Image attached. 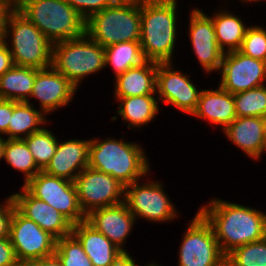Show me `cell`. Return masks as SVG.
<instances>
[{"mask_svg":"<svg viewBox=\"0 0 266 266\" xmlns=\"http://www.w3.org/2000/svg\"><path fill=\"white\" fill-rule=\"evenodd\" d=\"M225 262L229 266H266V237L233 249Z\"/></svg>","mask_w":266,"mask_h":266,"instance_id":"32","label":"cell"},{"mask_svg":"<svg viewBox=\"0 0 266 266\" xmlns=\"http://www.w3.org/2000/svg\"><path fill=\"white\" fill-rule=\"evenodd\" d=\"M135 219L124 201L116 205L95 209L86 215V221L124 253L127 252L121 245L132 229Z\"/></svg>","mask_w":266,"mask_h":266,"instance_id":"18","label":"cell"},{"mask_svg":"<svg viewBox=\"0 0 266 266\" xmlns=\"http://www.w3.org/2000/svg\"><path fill=\"white\" fill-rule=\"evenodd\" d=\"M12 28L10 52L14 65L46 69L52 64V43L16 8L9 15L6 25Z\"/></svg>","mask_w":266,"mask_h":266,"instance_id":"7","label":"cell"},{"mask_svg":"<svg viewBox=\"0 0 266 266\" xmlns=\"http://www.w3.org/2000/svg\"><path fill=\"white\" fill-rule=\"evenodd\" d=\"M3 158L12 167L25 173L24 184L41 171L23 139H7Z\"/></svg>","mask_w":266,"mask_h":266,"instance_id":"29","label":"cell"},{"mask_svg":"<svg viewBox=\"0 0 266 266\" xmlns=\"http://www.w3.org/2000/svg\"><path fill=\"white\" fill-rule=\"evenodd\" d=\"M36 68L13 65L0 76V99L29 102Z\"/></svg>","mask_w":266,"mask_h":266,"instance_id":"24","label":"cell"},{"mask_svg":"<svg viewBox=\"0 0 266 266\" xmlns=\"http://www.w3.org/2000/svg\"><path fill=\"white\" fill-rule=\"evenodd\" d=\"M90 141L88 167L111 175L124 186L147 174L149 165L138 144L113 139Z\"/></svg>","mask_w":266,"mask_h":266,"instance_id":"4","label":"cell"},{"mask_svg":"<svg viewBox=\"0 0 266 266\" xmlns=\"http://www.w3.org/2000/svg\"><path fill=\"white\" fill-rule=\"evenodd\" d=\"M16 9L52 43L85 34V20L66 0H16Z\"/></svg>","mask_w":266,"mask_h":266,"instance_id":"3","label":"cell"},{"mask_svg":"<svg viewBox=\"0 0 266 266\" xmlns=\"http://www.w3.org/2000/svg\"><path fill=\"white\" fill-rule=\"evenodd\" d=\"M42 113L35 110L30 102L14 101V109L7 130L8 139H23L40 131L42 128L38 125L45 122ZM21 133L25 136L21 137Z\"/></svg>","mask_w":266,"mask_h":266,"instance_id":"26","label":"cell"},{"mask_svg":"<svg viewBox=\"0 0 266 266\" xmlns=\"http://www.w3.org/2000/svg\"><path fill=\"white\" fill-rule=\"evenodd\" d=\"M7 203L0 205V239L10 235V224L14 209L16 208L12 196L8 197Z\"/></svg>","mask_w":266,"mask_h":266,"instance_id":"36","label":"cell"},{"mask_svg":"<svg viewBox=\"0 0 266 266\" xmlns=\"http://www.w3.org/2000/svg\"><path fill=\"white\" fill-rule=\"evenodd\" d=\"M176 1L141 0L140 44L148 61L171 63L176 36Z\"/></svg>","mask_w":266,"mask_h":266,"instance_id":"2","label":"cell"},{"mask_svg":"<svg viewBox=\"0 0 266 266\" xmlns=\"http://www.w3.org/2000/svg\"><path fill=\"white\" fill-rule=\"evenodd\" d=\"M224 131L227 137L250 157H260L266 134V118L237 117Z\"/></svg>","mask_w":266,"mask_h":266,"instance_id":"21","label":"cell"},{"mask_svg":"<svg viewBox=\"0 0 266 266\" xmlns=\"http://www.w3.org/2000/svg\"><path fill=\"white\" fill-rule=\"evenodd\" d=\"M104 49L105 65H113L116 77L130 68L140 66L146 61L140 41L120 42Z\"/></svg>","mask_w":266,"mask_h":266,"instance_id":"28","label":"cell"},{"mask_svg":"<svg viewBox=\"0 0 266 266\" xmlns=\"http://www.w3.org/2000/svg\"><path fill=\"white\" fill-rule=\"evenodd\" d=\"M246 56L266 62V30L262 27H248L239 50Z\"/></svg>","mask_w":266,"mask_h":266,"instance_id":"34","label":"cell"},{"mask_svg":"<svg viewBox=\"0 0 266 266\" xmlns=\"http://www.w3.org/2000/svg\"><path fill=\"white\" fill-rule=\"evenodd\" d=\"M90 142V140H68L63 143L58 142L54 156L42 171L49 175L74 181L75 177L84 168L88 167Z\"/></svg>","mask_w":266,"mask_h":266,"instance_id":"19","label":"cell"},{"mask_svg":"<svg viewBox=\"0 0 266 266\" xmlns=\"http://www.w3.org/2000/svg\"><path fill=\"white\" fill-rule=\"evenodd\" d=\"M220 69V87L231 94L263 86L266 79V62L246 56L239 50L225 52Z\"/></svg>","mask_w":266,"mask_h":266,"instance_id":"12","label":"cell"},{"mask_svg":"<svg viewBox=\"0 0 266 266\" xmlns=\"http://www.w3.org/2000/svg\"><path fill=\"white\" fill-rule=\"evenodd\" d=\"M263 151H266V134H265V137H264V140H263V145H262V148H261V153Z\"/></svg>","mask_w":266,"mask_h":266,"instance_id":"44","label":"cell"},{"mask_svg":"<svg viewBox=\"0 0 266 266\" xmlns=\"http://www.w3.org/2000/svg\"><path fill=\"white\" fill-rule=\"evenodd\" d=\"M170 65V62L157 65L156 92L159 93V99L192 114L196 110L201 91L196 89L187 75L170 70Z\"/></svg>","mask_w":266,"mask_h":266,"instance_id":"14","label":"cell"},{"mask_svg":"<svg viewBox=\"0 0 266 266\" xmlns=\"http://www.w3.org/2000/svg\"><path fill=\"white\" fill-rule=\"evenodd\" d=\"M192 114L221 124L225 129L237 118L233 94L220 86L216 90H201L196 110Z\"/></svg>","mask_w":266,"mask_h":266,"instance_id":"22","label":"cell"},{"mask_svg":"<svg viewBox=\"0 0 266 266\" xmlns=\"http://www.w3.org/2000/svg\"><path fill=\"white\" fill-rule=\"evenodd\" d=\"M37 166L43 170L54 156L58 141L49 130L42 127L38 132L23 138Z\"/></svg>","mask_w":266,"mask_h":266,"instance_id":"31","label":"cell"},{"mask_svg":"<svg viewBox=\"0 0 266 266\" xmlns=\"http://www.w3.org/2000/svg\"><path fill=\"white\" fill-rule=\"evenodd\" d=\"M28 266H63L59 257L54 253L47 257L32 261Z\"/></svg>","mask_w":266,"mask_h":266,"instance_id":"41","label":"cell"},{"mask_svg":"<svg viewBox=\"0 0 266 266\" xmlns=\"http://www.w3.org/2000/svg\"><path fill=\"white\" fill-rule=\"evenodd\" d=\"M15 8L16 0H0V42L6 39L7 20Z\"/></svg>","mask_w":266,"mask_h":266,"instance_id":"38","label":"cell"},{"mask_svg":"<svg viewBox=\"0 0 266 266\" xmlns=\"http://www.w3.org/2000/svg\"><path fill=\"white\" fill-rule=\"evenodd\" d=\"M13 65L12 55L6 40L0 42V76L8 71Z\"/></svg>","mask_w":266,"mask_h":266,"instance_id":"40","label":"cell"},{"mask_svg":"<svg viewBox=\"0 0 266 266\" xmlns=\"http://www.w3.org/2000/svg\"><path fill=\"white\" fill-rule=\"evenodd\" d=\"M113 266H136L132 257L125 253ZM147 266H157V264H149Z\"/></svg>","mask_w":266,"mask_h":266,"instance_id":"42","label":"cell"},{"mask_svg":"<svg viewBox=\"0 0 266 266\" xmlns=\"http://www.w3.org/2000/svg\"><path fill=\"white\" fill-rule=\"evenodd\" d=\"M73 182L85 215L95 209L123 202L119 198L120 195H124L125 186L109 174L87 167L75 177Z\"/></svg>","mask_w":266,"mask_h":266,"instance_id":"11","label":"cell"},{"mask_svg":"<svg viewBox=\"0 0 266 266\" xmlns=\"http://www.w3.org/2000/svg\"><path fill=\"white\" fill-rule=\"evenodd\" d=\"M86 37L85 33L79 38L52 45L51 66L76 87L84 76L105 67L104 47Z\"/></svg>","mask_w":266,"mask_h":266,"instance_id":"6","label":"cell"},{"mask_svg":"<svg viewBox=\"0 0 266 266\" xmlns=\"http://www.w3.org/2000/svg\"><path fill=\"white\" fill-rule=\"evenodd\" d=\"M192 47L206 71L219 70L224 52L218 46L212 18L194 9L190 15Z\"/></svg>","mask_w":266,"mask_h":266,"instance_id":"16","label":"cell"},{"mask_svg":"<svg viewBox=\"0 0 266 266\" xmlns=\"http://www.w3.org/2000/svg\"><path fill=\"white\" fill-rule=\"evenodd\" d=\"M14 109V101L0 99V133L7 135L9 121Z\"/></svg>","mask_w":266,"mask_h":266,"instance_id":"39","label":"cell"},{"mask_svg":"<svg viewBox=\"0 0 266 266\" xmlns=\"http://www.w3.org/2000/svg\"><path fill=\"white\" fill-rule=\"evenodd\" d=\"M124 202L137 218L142 216L150 221H169L176 211L159 182L140 185L138 182L125 186Z\"/></svg>","mask_w":266,"mask_h":266,"instance_id":"13","label":"cell"},{"mask_svg":"<svg viewBox=\"0 0 266 266\" xmlns=\"http://www.w3.org/2000/svg\"><path fill=\"white\" fill-rule=\"evenodd\" d=\"M6 140L2 139L0 136V159L4 157V148Z\"/></svg>","mask_w":266,"mask_h":266,"instance_id":"43","label":"cell"},{"mask_svg":"<svg viewBox=\"0 0 266 266\" xmlns=\"http://www.w3.org/2000/svg\"><path fill=\"white\" fill-rule=\"evenodd\" d=\"M71 233L79 240L93 266H113L125 254L86 220L72 225Z\"/></svg>","mask_w":266,"mask_h":266,"instance_id":"20","label":"cell"},{"mask_svg":"<svg viewBox=\"0 0 266 266\" xmlns=\"http://www.w3.org/2000/svg\"><path fill=\"white\" fill-rule=\"evenodd\" d=\"M157 62L146 60L116 77V97L143 96L156 93Z\"/></svg>","mask_w":266,"mask_h":266,"instance_id":"23","label":"cell"},{"mask_svg":"<svg viewBox=\"0 0 266 266\" xmlns=\"http://www.w3.org/2000/svg\"><path fill=\"white\" fill-rule=\"evenodd\" d=\"M179 266H222V253L211 225L198 212L184 234Z\"/></svg>","mask_w":266,"mask_h":266,"instance_id":"9","label":"cell"},{"mask_svg":"<svg viewBox=\"0 0 266 266\" xmlns=\"http://www.w3.org/2000/svg\"><path fill=\"white\" fill-rule=\"evenodd\" d=\"M24 187L36 198L59 211L72 225L86 220L73 181L40 171Z\"/></svg>","mask_w":266,"mask_h":266,"instance_id":"8","label":"cell"},{"mask_svg":"<svg viewBox=\"0 0 266 266\" xmlns=\"http://www.w3.org/2000/svg\"><path fill=\"white\" fill-rule=\"evenodd\" d=\"M141 0H118L85 22L87 37L102 47L140 41Z\"/></svg>","mask_w":266,"mask_h":266,"instance_id":"5","label":"cell"},{"mask_svg":"<svg viewBox=\"0 0 266 266\" xmlns=\"http://www.w3.org/2000/svg\"><path fill=\"white\" fill-rule=\"evenodd\" d=\"M211 225L222 253L266 237V215L239 204L213 200L198 211Z\"/></svg>","mask_w":266,"mask_h":266,"instance_id":"1","label":"cell"},{"mask_svg":"<svg viewBox=\"0 0 266 266\" xmlns=\"http://www.w3.org/2000/svg\"><path fill=\"white\" fill-rule=\"evenodd\" d=\"M54 253L63 266H93L81 243L72 233L56 239Z\"/></svg>","mask_w":266,"mask_h":266,"instance_id":"33","label":"cell"},{"mask_svg":"<svg viewBox=\"0 0 266 266\" xmlns=\"http://www.w3.org/2000/svg\"><path fill=\"white\" fill-rule=\"evenodd\" d=\"M9 238L21 266H28L32 261L55 252L56 238L16 208L11 219Z\"/></svg>","mask_w":266,"mask_h":266,"instance_id":"10","label":"cell"},{"mask_svg":"<svg viewBox=\"0 0 266 266\" xmlns=\"http://www.w3.org/2000/svg\"><path fill=\"white\" fill-rule=\"evenodd\" d=\"M86 21L93 14L114 5L118 0H66Z\"/></svg>","mask_w":266,"mask_h":266,"instance_id":"35","label":"cell"},{"mask_svg":"<svg viewBox=\"0 0 266 266\" xmlns=\"http://www.w3.org/2000/svg\"><path fill=\"white\" fill-rule=\"evenodd\" d=\"M237 117L266 118V87L260 86L233 94Z\"/></svg>","mask_w":266,"mask_h":266,"instance_id":"30","label":"cell"},{"mask_svg":"<svg viewBox=\"0 0 266 266\" xmlns=\"http://www.w3.org/2000/svg\"><path fill=\"white\" fill-rule=\"evenodd\" d=\"M222 266H229L226 262Z\"/></svg>","mask_w":266,"mask_h":266,"instance_id":"45","label":"cell"},{"mask_svg":"<svg viewBox=\"0 0 266 266\" xmlns=\"http://www.w3.org/2000/svg\"><path fill=\"white\" fill-rule=\"evenodd\" d=\"M212 22L216 41L220 49L225 53L224 45H227L228 51L226 52L240 50L248 28L244 26L240 18L224 11L215 14V17L212 18Z\"/></svg>","mask_w":266,"mask_h":266,"instance_id":"25","label":"cell"},{"mask_svg":"<svg viewBox=\"0 0 266 266\" xmlns=\"http://www.w3.org/2000/svg\"><path fill=\"white\" fill-rule=\"evenodd\" d=\"M117 98L122 102L117 113L124 120L130 121L128 127L132 124L138 127L150 122L159 110L153 94Z\"/></svg>","mask_w":266,"mask_h":266,"instance_id":"27","label":"cell"},{"mask_svg":"<svg viewBox=\"0 0 266 266\" xmlns=\"http://www.w3.org/2000/svg\"><path fill=\"white\" fill-rule=\"evenodd\" d=\"M0 266H21L9 237L0 239Z\"/></svg>","mask_w":266,"mask_h":266,"instance_id":"37","label":"cell"},{"mask_svg":"<svg viewBox=\"0 0 266 266\" xmlns=\"http://www.w3.org/2000/svg\"><path fill=\"white\" fill-rule=\"evenodd\" d=\"M23 192L12 195L16 209L26 218L33 220L56 239L68 236L72 224L55 208L33 196L24 186Z\"/></svg>","mask_w":266,"mask_h":266,"instance_id":"15","label":"cell"},{"mask_svg":"<svg viewBox=\"0 0 266 266\" xmlns=\"http://www.w3.org/2000/svg\"><path fill=\"white\" fill-rule=\"evenodd\" d=\"M76 88L67 78L51 66L46 69H36L30 97L39 99L41 110L44 113H48L60 106L67 105L70 99L73 98Z\"/></svg>","mask_w":266,"mask_h":266,"instance_id":"17","label":"cell"}]
</instances>
